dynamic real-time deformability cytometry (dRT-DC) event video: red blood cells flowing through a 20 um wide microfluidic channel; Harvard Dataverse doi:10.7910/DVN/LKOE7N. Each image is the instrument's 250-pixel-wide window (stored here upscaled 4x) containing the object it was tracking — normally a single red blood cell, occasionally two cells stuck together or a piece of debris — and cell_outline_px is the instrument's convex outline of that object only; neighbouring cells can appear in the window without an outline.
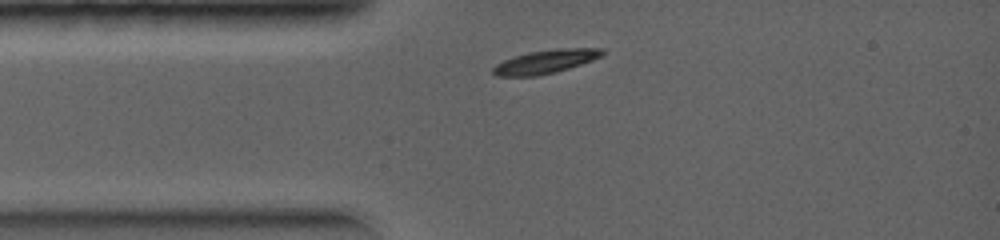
{"species": "common noctule bat (a hibernating species)", "species_latin": "Nyctalus noctula", "temperature_condition": "warm", "stored_images_in_passage": 18, "camera_frame_rate_fps": 5000, "um_per_image_px": 0.085, "animal": {"sex": "female", "body_mass_g": 19.0, "forearm_length_mm": 56.7}, "frame": {"image": 1, "passage_image": 1, "time_ms": 0.0, "image_size_px": [1000, 240], "cell_outline_px": [[604, 52], [600, 56], [592, 60], [568, 68], [536, 76], [496, 76], [492, 72], [492, 68], [496, 64], [504, 60], [528, 52], [560, 48], [604, 48]], "centroid_in_image_um": [46.35, 5.23], "position_along_channel_um": 38.7, "area_um2": 14.74}}
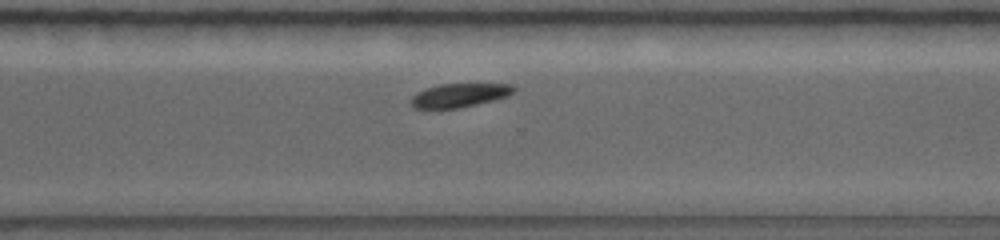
{"frame": {"image": 2, "passage_image": 14, "time_ms": 4.8, "image_size_px": [1000, 240], "cell_outline_px": [[516, 88], [508, 96], [492, 100], [456, 108], [416, 108], [412, 104], [412, 96], [428, 88], [440, 84], [512, 84]], "centroid_in_image_um": [39.09, 8.08], "position_along_channel_um": 331.5, "area_um2": 13.7}}
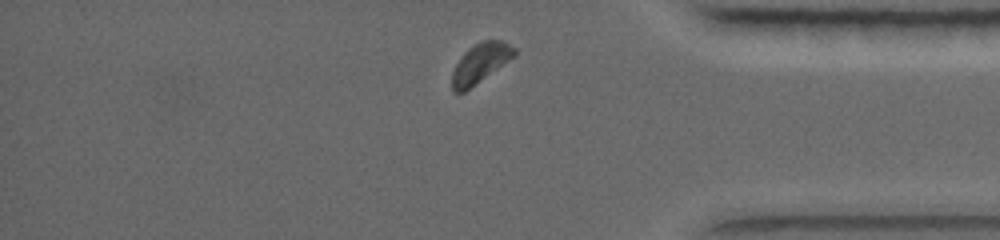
{"frame": {"image": 3, "passage_image": 17, "time_ms": 6.0, "image_size_px": [1000, 240], "cell_outline_px": [[516, 52], [508, 60], [464, 92], [452, 92], [452, 72], [456, 64], [464, 52], [468, 48], [484, 40], [500, 40], [516, 48]], "centroid_in_image_um": [40.78, 5.36], "position_along_channel_um": 394.4, "area_um2": 13.81}}